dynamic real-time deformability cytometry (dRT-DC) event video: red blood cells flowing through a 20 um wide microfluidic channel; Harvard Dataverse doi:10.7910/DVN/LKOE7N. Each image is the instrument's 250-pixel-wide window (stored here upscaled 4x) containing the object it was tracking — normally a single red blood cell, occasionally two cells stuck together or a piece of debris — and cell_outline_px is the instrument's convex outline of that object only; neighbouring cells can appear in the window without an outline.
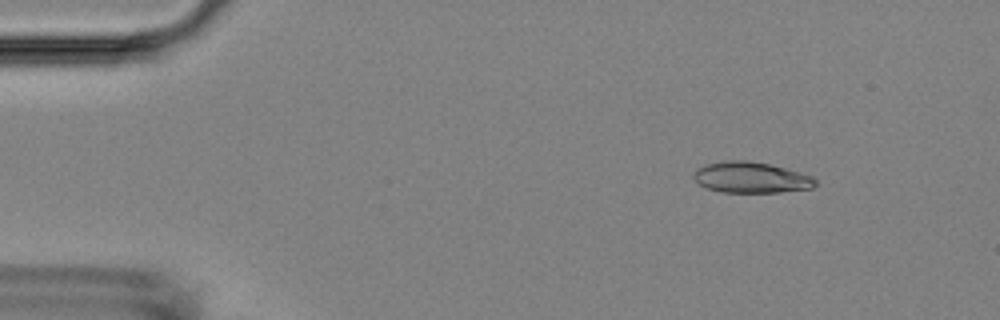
{"species": "Egyptian fruit bat (a non-hibernating species)", "species_latin": "Rousettus aegyptiacus", "temperature_condition": "room temperature", "stored_images_in_passage": 11, "camera_frame_rate_fps": 3000, "um_per_image_px": 0.085, "animal": {"sex": "female"}, "frame": {"image": 1, "passage_image": 4, "time_ms": 1.0, "image_size_px": [1000, 320], "cell_outline_px": [[816, 184], [812, 188], [780, 192], [720, 192], [708, 188], [700, 184], [692, 176], [696, 168], [704, 164], [724, 160], [748, 160], [768, 164], [784, 168], [812, 176], [816, 180]], "centroid_in_image_um": [63.8, 15.08], "position_along_channel_um": 21.2, "area_um2": 21.91}}